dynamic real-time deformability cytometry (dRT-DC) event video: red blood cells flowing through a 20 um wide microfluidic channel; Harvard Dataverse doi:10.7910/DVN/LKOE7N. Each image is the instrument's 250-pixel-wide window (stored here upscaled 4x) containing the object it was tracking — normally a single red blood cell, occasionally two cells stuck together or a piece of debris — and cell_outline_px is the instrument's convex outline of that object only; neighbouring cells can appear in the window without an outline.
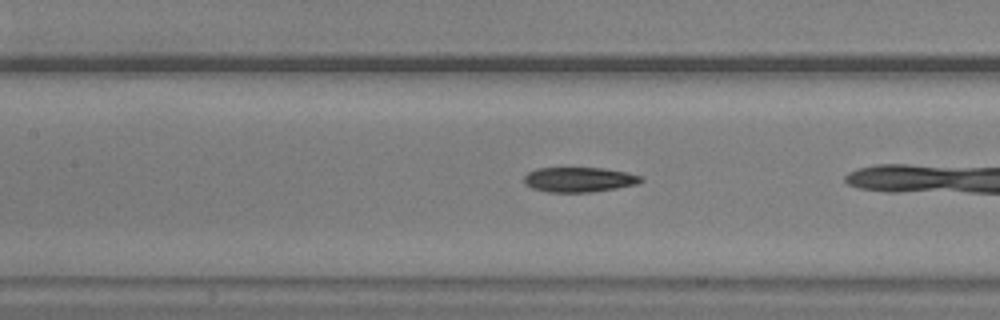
{"species": "common noctule bat (a hibernating species)", "species_latin": "Nyctalus noctula", "temperature_condition": "warm", "stored_images_in_passage": 9, "camera_frame_rate_fps": 3000, "um_per_image_px": 0.085, "animal": {"sex": "male", "body_mass_g": 20.5, "forearm_length_mm": 52.5}, "frame": {"image": 1, "passage_image": 8, "time_ms": 2.333, "image_size_px": [1000, 320], "cell_outline_px": [[644, 180], [636, 184], [616, 188], [592, 192], [548, 192], [532, 188], [524, 184], [524, 176], [528, 172], [536, 168], [604, 168], [628, 172], [644, 176]], "centroid_in_image_um": [49.24, 15.26], "position_along_channel_um": 158.2, "area_um2": 17.11}}